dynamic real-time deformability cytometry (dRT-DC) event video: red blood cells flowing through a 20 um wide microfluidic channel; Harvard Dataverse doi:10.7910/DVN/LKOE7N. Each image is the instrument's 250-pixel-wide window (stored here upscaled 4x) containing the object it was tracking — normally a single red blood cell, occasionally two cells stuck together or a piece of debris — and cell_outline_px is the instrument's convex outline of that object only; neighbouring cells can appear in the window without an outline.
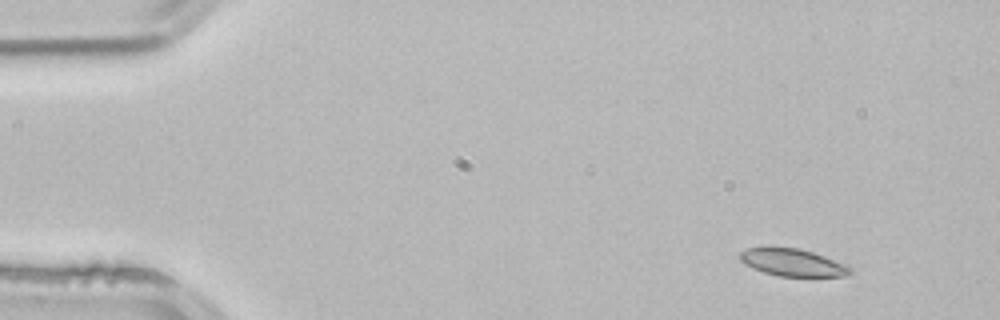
{"species": "common noctule bat (a hibernating species)", "species_latin": "Nyctalus noctula", "temperature_condition": "room temperature", "stored_images_in_passage": 3, "camera_frame_rate_fps": 3000, "um_per_image_px": 0.085, "animal": {"sex": "male", "body_mass_g": 21.5, "forearm_length_mm": 52.0}, "frame": {"image": 1, "passage_image": 1, "time_ms": 0.0, "image_size_px": [1000, 320], "cell_outline_px": [[852, 272], [848, 276], [780, 276], [764, 272], [752, 268], [744, 264], [740, 260], [740, 252], [748, 248], [768, 244], [800, 248], [824, 256], [852, 268]], "centroid_in_image_um": [67.29, 22.27], "position_along_channel_um": 17.7, "area_um2": 17.98}}
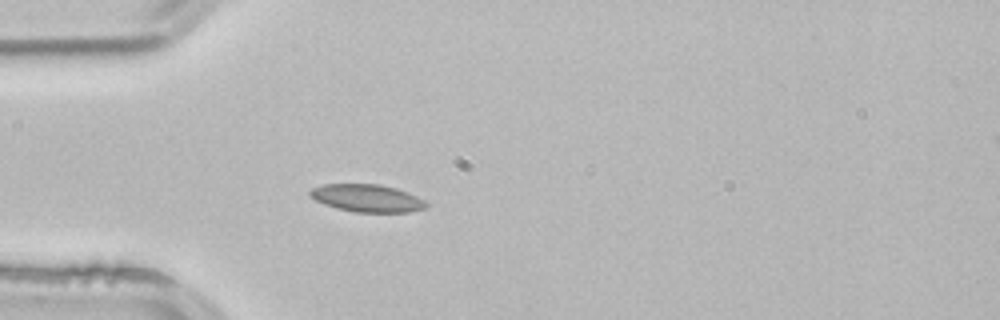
{"frame": {"image": 2, "passage_image": 3, "time_ms": 0.667, "image_size_px": [1000, 320], "cell_outline_px": [[428, 204], [424, 208], [408, 212], [356, 212], [336, 208], [324, 204], [308, 196], [308, 192], [312, 188], [324, 184], [380, 184], [396, 188], [416, 196], [424, 200]], "centroid_in_image_um": [31.16, 16.84], "position_along_channel_um": 53.8, "area_um2": 18.61}}